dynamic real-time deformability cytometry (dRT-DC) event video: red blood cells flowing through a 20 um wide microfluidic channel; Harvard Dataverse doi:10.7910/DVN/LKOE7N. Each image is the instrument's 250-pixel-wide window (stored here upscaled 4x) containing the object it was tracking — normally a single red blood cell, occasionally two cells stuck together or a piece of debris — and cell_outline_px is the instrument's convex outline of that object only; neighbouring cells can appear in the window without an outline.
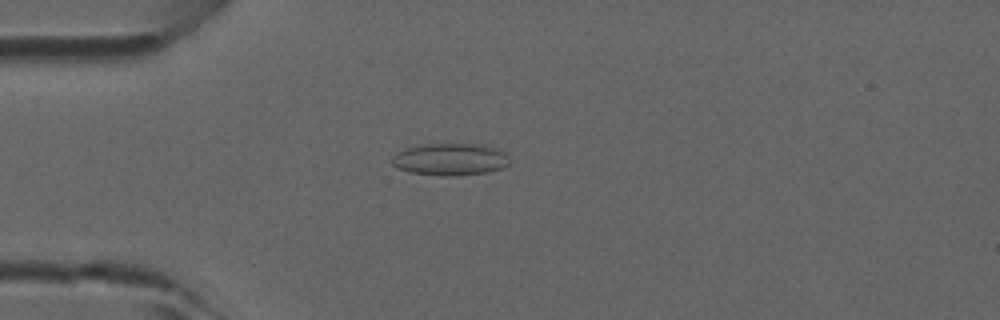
{"species": "common noctule bat (a hibernating species)", "species_latin": "Nyctalus noctula", "temperature_condition": "room temperature", "stored_images_in_passage": 43, "camera_frame_rate_fps": 3000, "um_per_image_px": 0.085, "animal": {"sex": "male", "forearm_length_mm": 52.5}, "frame": {"image": 1, "passage_image": 8, "time_ms": 2.333, "image_size_px": [1000, 320], "cell_outline_px": [[508, 164], [504, 168], [488, 172], [456, 176], [444, 176], [412, 172], [396, 168], [392, 164], [392, 156], [404, 148], [416, 144], [488, 144], [504, 152], [508, 156]], "centroid_in_image_um": [38.27, 13.53], "position_along_channel_um": 46.7, "area_um2": 22.31}}
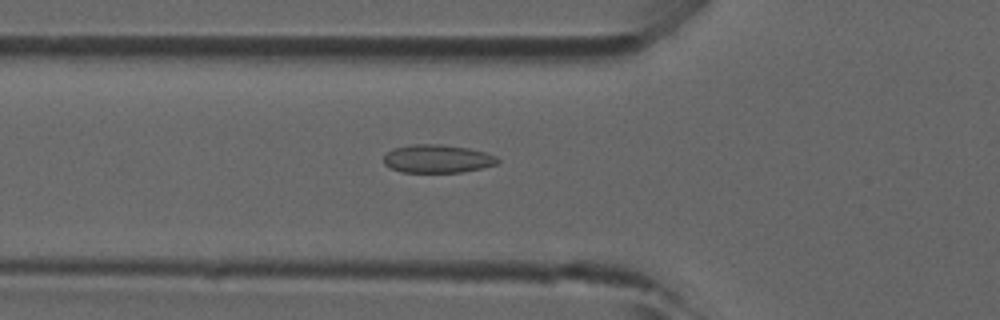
{"frame": {"image": 2, "passage_image": 12, "time_ms": 3.667, "image_size_px": [1000, 320], "cell_outline_px": [[500, 160], [496, 164], [480, 168], [460, 172], [400, 172], [384, 164], [384, 156], [392, 148], [412, 144], [440, 144], [468, 148], [488, 152], [496, 156]], "centroid_in_image_um": [37.18, 13.48], "position_along_channel_um": 88.6, "area_um2": 18.73}}
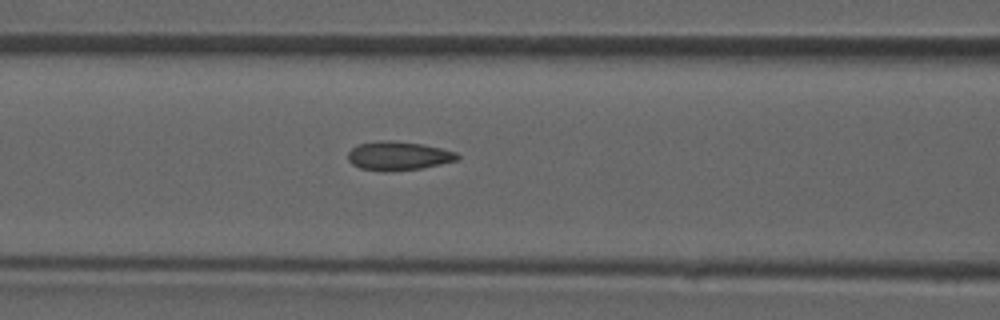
{"frame": {"image": 3, "passage_image": 15, "time_ms": 4.667, "image_size_px": [1000, 320], "cell_outline_px": [[460, 156], [456, 160], [440, 164], [420, 168], [388, 172], [384, 172], [360, 168], [352, 164], [348, 160], [348, 152], [352, 148], [360, 144], [376, 140], [388, 140], [424, 144], [456, 152]], "centroid_in_image_um": [33.83, 13.25], "position_along_channel_um": 132.8, "area_um2": 18.38}}